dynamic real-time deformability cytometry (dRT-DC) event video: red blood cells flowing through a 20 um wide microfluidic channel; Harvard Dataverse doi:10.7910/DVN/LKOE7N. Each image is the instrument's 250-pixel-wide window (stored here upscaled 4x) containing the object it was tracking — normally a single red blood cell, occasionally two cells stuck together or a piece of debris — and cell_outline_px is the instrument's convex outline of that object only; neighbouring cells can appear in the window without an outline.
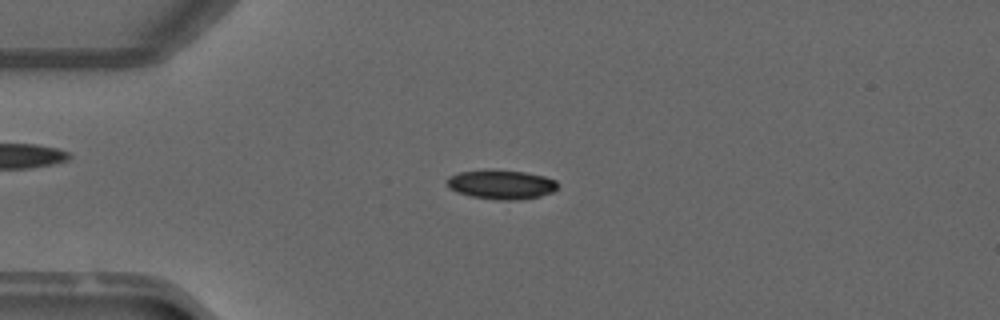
{"species": "common noctule bat (a hibernating species)", "species_latin": "Nyctalus noctula", "temperature_condition": "warm", "stored_images_in_passage": 48, "camera_frame_rate_fps": 3000, "um_per_image_px": 0.085, "animal": {"sex": "male", "forearm_length_mm": 52.5}, "frame": {"image": 1, "passage_image": 10, "time_ms": 3.0, "image_size_px": [1000, 320], "cell_outline_px": [[560, 184], [552, 192], [540, 196], [520, 200], [500, 200], [472, 196], [456, 192], [448, 188], [448, 176], [460, 172], [524, 172], [544, 176], [556, 180]], "centroid_in_image_um": [42.65, 15.72], "position_along_channel_um": 42.3, "area_um2": 18.21}}
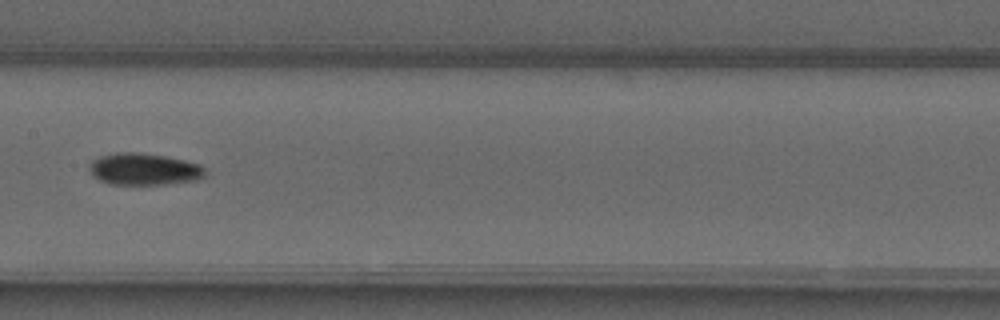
{"frame": {"image": 2, "passage_image": 23, "time_ms": 7.333, "image_size_px": [1000, 320], "cell_outline_px": [[204, 176], [196, 180], [164, 184], [108, 184], [92, 176], [88, 168], [88, 164], [92, 160], [100, 156], [116, 152], [140, 152], [164, 156], [184, 160], [200, 164], [204, 168]], "centroid_in_image_um": [12.18, 14.37], "position_along_channel_um": 195.2, "area_um2": 21.56}}
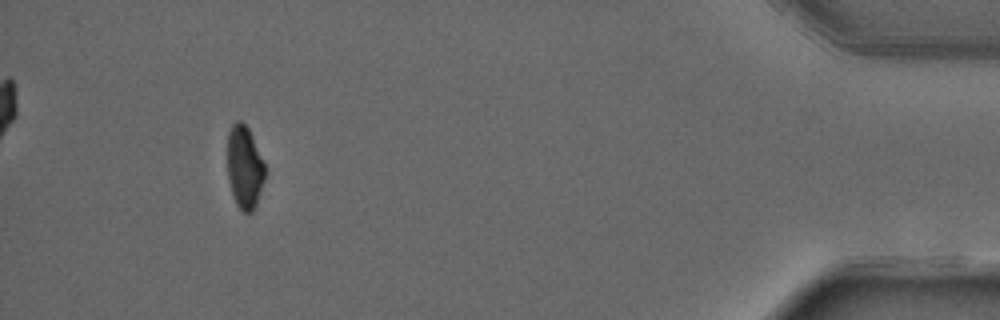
{"frame": {"image": 3, "passage_image": 44, "time_ms": 14.333, "image_size_px": [1000, 320], "cell_outline_px": [[264, 180], [256, 204], [252, 212], [244, 212], [236, 204], [232, 192], [228, 176], [228, 132], [232, 124], [236, 120], [240, 120], [248, 128], [264, 160]], "centroid_in_image_um": [20.78, 14.18], "position_along_channel_um": 414.4, "area_um2": 17.92}, "authors_computed_cell_mechanics": {"area_um2": 20.2011, "velocity_mm_per_s": 4.1005, "shape_relaxation_time_tau1_ms": 7.7613, "shape_relaxation_time_tau2_ms": 6.9557, "deformation_change_tau1": 0.1874, "deformation_change_tau2": 0.1046}}